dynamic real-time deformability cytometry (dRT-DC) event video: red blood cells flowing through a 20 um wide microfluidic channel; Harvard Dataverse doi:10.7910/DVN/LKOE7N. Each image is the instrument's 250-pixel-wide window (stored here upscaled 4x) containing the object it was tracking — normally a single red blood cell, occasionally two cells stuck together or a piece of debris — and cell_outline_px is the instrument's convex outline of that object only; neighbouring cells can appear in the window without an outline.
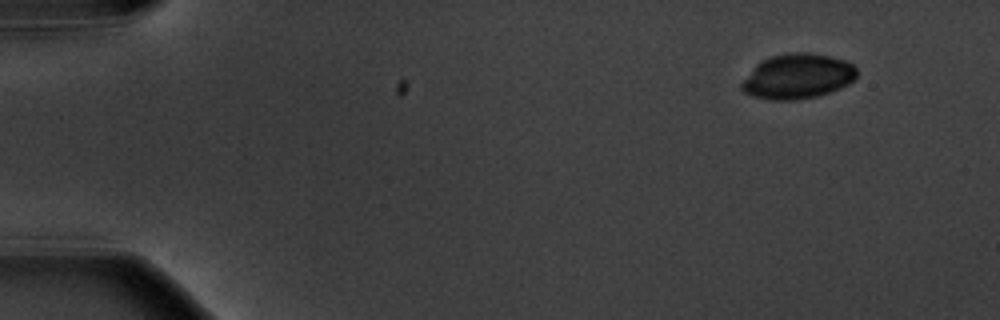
{"species": "common noctule bat (a hibernating species)", "species_latin": "Nyctalus noctula", "temperature_condition": "warm", "stored_images_in_passage": 7, "camera_frame_rate_fps": 3000, "um_per_image_px": 0.085, "animal": {"sex": "male", "body_mass_g": 20.1, "forearm_length_mm": 53.5}, "frame": {"image": 1, "passage_image": 1, "time_ms": 0.0, "image_size_px": [1000, 320], "cell_outline_px": [[856, 76], [848, 84], [840, 88], [816, 96], [792, 100], [772, 100], [752, 96], [744, 92], [740, 88], [740, 84], [756, 64], [772, 56], [792, 52], [804, 52], [828, 56], [844, 60], [852, 64], [856, 68]], "centroid_in_image_um": [67.77, 6.49], "position_along_channel_um": 17.2, "area_um2": 29.82}}
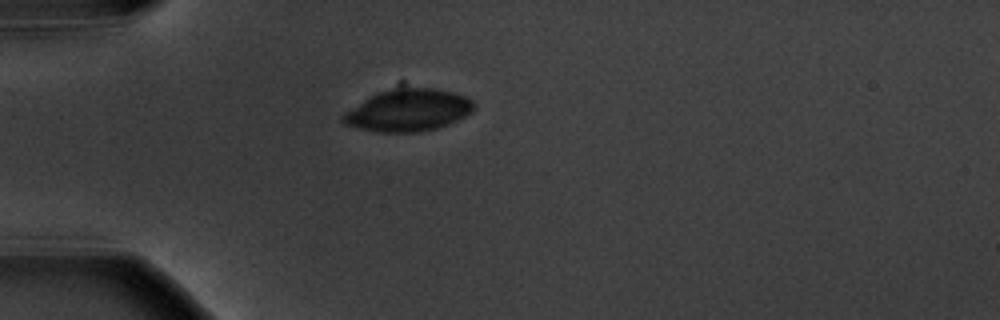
{"frame": {"image": 2, "passage_image": 4, "time_ms": 3.667, "image_size_px": [1000, 320], "cell_outline_px": [[476, 108], [472, 112], [448, 124], [436, 128], [416, 132], [380, 132], [360, 128], [344, 124], [340, 120], [340, 116], [344, 112], [368, 96], [376, 92], [392, 88], [436, 88], [452, 92], [464, 96], [472, 100], [476, 104]], "centroid_in_image_um": [34.67, 9.36], "position_along_channel_um": 50.3, "area_um2": 32.25}}